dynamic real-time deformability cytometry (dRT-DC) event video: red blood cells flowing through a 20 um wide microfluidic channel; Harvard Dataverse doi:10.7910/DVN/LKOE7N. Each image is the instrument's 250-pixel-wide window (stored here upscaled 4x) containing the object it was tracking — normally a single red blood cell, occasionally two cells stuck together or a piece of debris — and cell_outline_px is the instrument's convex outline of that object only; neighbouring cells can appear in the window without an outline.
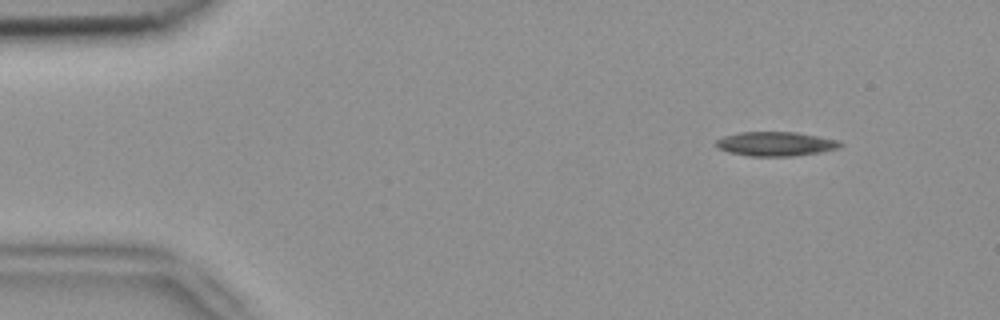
{"species": "common noctule bat (a hibernating species)", "species_latin": "Nyctalus noctula", "temperature_condition": "room temperature", "stored_images_in_passage": 4, "camera_frame_rate_fps": 3000, "um_per_image_px": 0.085, "animal": {"sex": "female", "body_mass_g": 18.4}, "frame": {"image": 1, "passage_image": 1, "time_ms": 0.0, "image_size_px": [1000, 320], "cell_outline_px": [[844, 144], [840, 148], [820, 152], [792, 156], [748, 156], [728, 152], [720, 148], [716, 144], [716, 140], [724, 136], [740, 132], [796, 132], [820, 136], [840, 140]], "centroid_in_image_um": [65.99, 12.22], "position_along_channel_um": 19.0, "area_um2": 17.63}}